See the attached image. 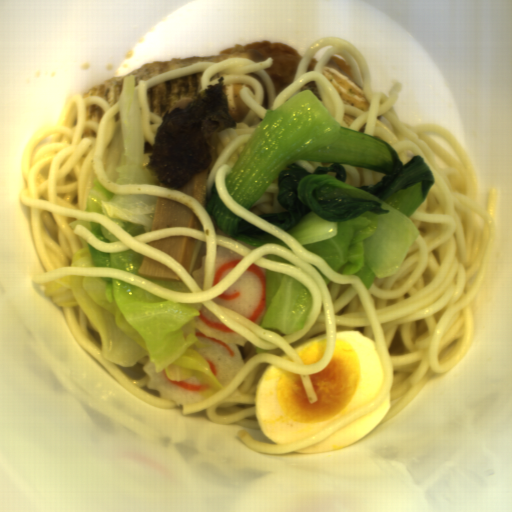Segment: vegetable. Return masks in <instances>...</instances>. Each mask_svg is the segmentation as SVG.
<instances>
[{"label": "vegetable", "instance_id": "obj_1", "mask_svg": "<svg viewBox=\"0 0 512 512\" xmlns=\"http://www.w3.org/2000/svg\"><path fill=\"white\" fill-rule=\"evenodd\" d=\"M226 176L248 211L278 178L288 212L258 215L340 275L394 276L421 235L409 218L436 179L423 156L403 165L381 138L340 126L311 90L267 110Z\"/></svg>", "mask_w": 512, "mask_h": 512}, {"label": "vegetable", "instance_id": "obj_2", "mask_svg": "<svg viewBox=\"0 0 512 512\" xmlns=\"http://www.w3.org/2000/svg\"><path fill=\"white\" fill-rule=\"evenodd\" d=\"M43 291L57 308H81L99 332L102 358L133 367L149 357L168 381L196 378L204 401L224 387L195 350L215 346L196 336V328L205 330L196 322L201 303L179 304L117 279L78 275L47 282Z\"/></svg>", "mask_w": 512, "mask_h": 512}, {"label": "vegetable", "instance_id": "obj_3", "mask_svg": "<svg viewBox=\"0 0 512 512\" xmlns=\"http://www.w3.org/2000/svg\"><path fill=\"white\" fill-rule=\"evenodd\" d=\"M266 271V307L259 323L264 329H275L284 335L302 330L313 310L308 287L294 277Z\"/></svg>", "mask_w": 512, "mask_h": 512}, {"label": "vegetable", "instance_id": "obj_4", "mask_svg": "<svg viewBox=\"0 0 512 512\" xmlns=\"http://www.w3.org/2000/svg\"><path fill=\"white\" fill-rule=\"evenodd\" d=\"M93 185L86 197L84 211L107 216L133 238L151 232L157 196L115 194L105 189L97 177Z\"/></svg>", "mask_w": 512, "mask_h": 512}, {"label": "vegetable", "instance_id": "obj_5", "mask_svg": "<svg viewBox=\"0 0 512 512\" xmlns=\"http://www.w3.org/2000/svg\"><path fill=\"white\" fill-rule=\"evenodd\" d=\"M205 209L209 213L214 227L227 236H231L232 240H240L257 248L264 244H277L292 251L283 240L263 231L229 210L216 190L215 181L212 184L211 194L206 199Z\"/></svg>", "mask_w": 512, "mask_h": 512}, {"label": "vegetable", "instance_id": "obj_6", "mask_svg": "<svg viewBox=\"0 0 512 512\" xmlns=\"http://www.w3.org/2000/svg\"><path fill=\"white\" fill-rule=\"evenodd\" d=\"M78 237L82 248L73 254L70 267H109L143 276L139 270L144 263V255L132 248L121 252H101L79 235Z\"/></svg>", "mask_w": 512, "mask_h": 512}, {"label": "vegetable", "instance_id": "obj_7", "mask_svg": "<svg viewBox=\"0 0 512 512\" xmlns=\"http://www.w3.org/2000/svg\"><path fill=\"white\" fill-rule=\"evenodd\" d=\"M77 225H81L90 231L95 237H97L100 241L105 243H112L115 241H121L116 235L102 226L100 223H95L91 221H80L76 218L75 221L69 223L68 227H71L73 230Z\"/></svg>", "mask_w": 512, "mask_h": 512}, {"label": "vegetable", "instance_id": "obj_8", "mask_svg": "<svg viewBox=\"0 0 512 512\" xmlns=\"http://www.w3.org/2000/svg\"><path fill=\"white\" fill-rule=\"evenodd\" d=\"M146 280H148L151 283H154L156 285L162 286L164 288L170 289L175 292H182V293H193L192 290L183 282V281H164V280H156V279H149L147 277H143Z\"/></svg>", "mask_w": 512, "mask_h": 512}, {"label": "vegetable", "instance_id": "obj_9", "mask_svg": "<svg viewBox=\"0 0 512 512\" xmlns=\"http://www.w3.org/2000/svg\"><path fill=\"white\" fill-rule=\"evenodd\" d=\"M262 257L270 259V260L281 261V262H284V263L289 264V265L294 266V267L296 266V265L292 264L291 262L285 260L284 258L276 256V255L264 254Z\"/></svg>", "mask_w": 512, "mask_h": 512}, {"label": "vegetable", "instance_id": "obj_10", "mask_svg": "<svg viewBox=\"0 0 512 512\" xmlns=\"http://www.w3.org/2000/svg\"><path fill=\"white\" fill-rule=\"evenodd\" d=\"M311 266H313L321 275L322 277L324 278L325 280V283L326 285L329 284L330 282H332L328 277H326L315 265L313 264H310Z\"/></svg>", "mask_w": 512, "mask_h": 512}, {"label": "vegetable", "instance_id": "obj_11", "mask_svg": "<svg viewBox=\"0 0 512 512\" xmlns=\"http://www.w3.org/2000/svg\"><path fill=\"white\" fill-rule=\"evenodd\" d=\"M255 352L257 353H271L273 350L260 349L258 346H254Z\"/></svg>", "mask_w": 512, "mask_h": 512}]
</instances>
